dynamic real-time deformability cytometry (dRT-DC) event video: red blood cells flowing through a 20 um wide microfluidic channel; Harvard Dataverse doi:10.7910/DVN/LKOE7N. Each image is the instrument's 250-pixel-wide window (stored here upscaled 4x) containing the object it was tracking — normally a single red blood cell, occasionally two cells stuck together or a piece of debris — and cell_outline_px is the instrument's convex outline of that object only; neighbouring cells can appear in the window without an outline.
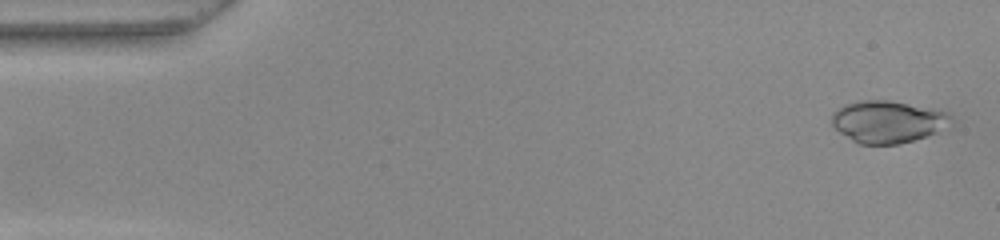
{"species": "common noctule bat (a hibernating species)", "species_latin": "Nyctalus noctula", "temperature_condition": "warm", "stored_images_in_passage": 51, "camera_frame_rate_fps": 3000, "um_per_image_px": 0.085, "animal": {"sex": "female", "body_mass_g": 22.0, "forearm_length_mm": 56.7}, "frame": {"image": 1, "passage_image": 2, "time_ms": 0.333, "image_size_px": [1000, 240], "cell_outline_px": [[952, 128], [900, 144], [856, 144], [840, 132], [832, 124], [832, 112], [844, 104], [860, 100], [888, 100], [932, 108], [948, 112], [952, 116]], "centroid_in_image_um": [75.51, 10.35], "position_along_channel_um": 9.5, "area_um2": 29.77}}
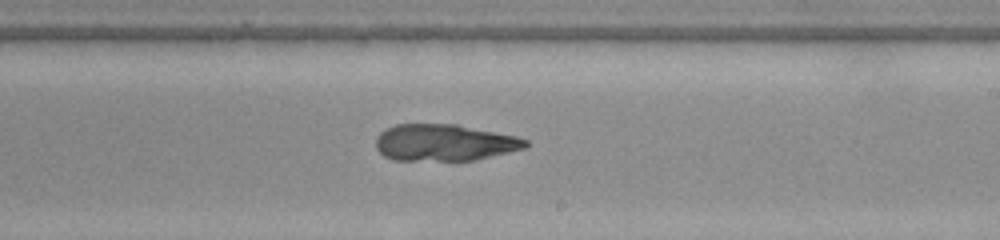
{"frame": {"image": 2, "passage_image": 30, "time_ms": 9.667, "image_size_px": [1000, 240], "cell_outline_px": [[528, 144], [524, 148], [476, 160], [392, 160], [384, 156], [376, 148], [376, 136], [380, 132], [396, 124], [456, 124], [516, 136], [528, 140]], "centroid_in_image_um": [37.75, 12.12], "position_along_channel_um": 251.3, "area_um2": 31.91}}
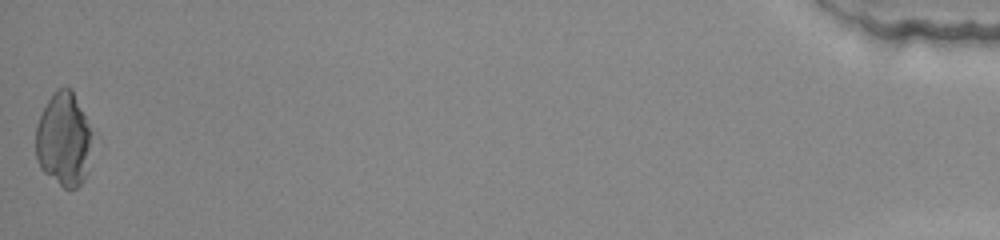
{"frame": {"image": 3, "passage_image": 51, "time_ms": 16.667, "image_size_px": [1000, 240], "cell_outline_px": [[88, 148], [84, 180], [76, 188], [64, 188], [44, 172], [40, 168], [36, 160], [36, 124], [48, 100], [64, 84], [72, 88], [84, 116], [88, 128]], "centroid_in_image_um": [5.34, 11.84], "position_along_channel_um": 429.9, "area_um2": 29.65}}